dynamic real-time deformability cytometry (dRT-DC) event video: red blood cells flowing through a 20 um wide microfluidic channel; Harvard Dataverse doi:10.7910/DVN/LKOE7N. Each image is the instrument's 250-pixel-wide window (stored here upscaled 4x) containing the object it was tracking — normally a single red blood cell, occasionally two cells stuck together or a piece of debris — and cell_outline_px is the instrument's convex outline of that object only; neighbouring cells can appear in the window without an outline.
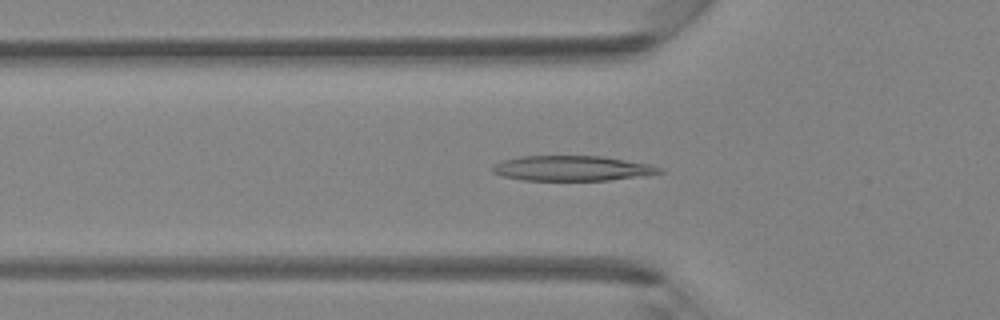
{"species": "Egyptian fruit bat (a non-hibernating species)", "species_latin": "Rousettus aegyptiacus", "temperature_condition": "room temperature", "stored_images_in_passage": 45, "camera_frame_rate_fps": 3000, "um_per_image_px": 0.085, "animal": {"sex": "female"}, "frame": {"image": 1, "passage_image": 15, "time_ms": 4.667, "image_size_px": [1000, 320], "cell_outline_px": [[664, 172], [608, 180], [524, 180], [504, 176], [492, 172], [492, 164], [500, 160], [520, 156], [600, 156], [652, 164], [664, 168]], "centroid_in_image_um": [48.6, 14.29], "position_along_channel_um": 77.2, "area_um2": 24.39}}
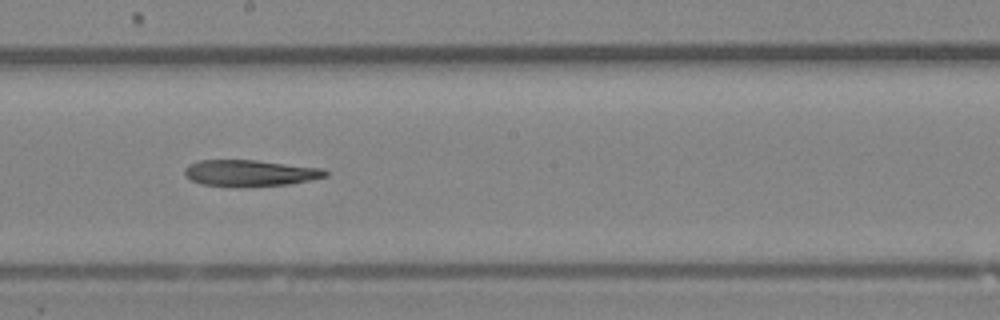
{"frame": {"image": 2, "passage_image": 25, "time_ms": 8.0, "image_size_px": [1000, 320], "cell_outline_px": [[328, 176], [288, 184], [236, 188], [200, 184], [184, 176], [184, 168], [188, 164], [200, 160], [256, 160], [324, 168], [328, 172]], "centroid_in_image_um": [21.21, 14.72], "position_along_channel_um": 227.0, "area_um2": 22.02}}
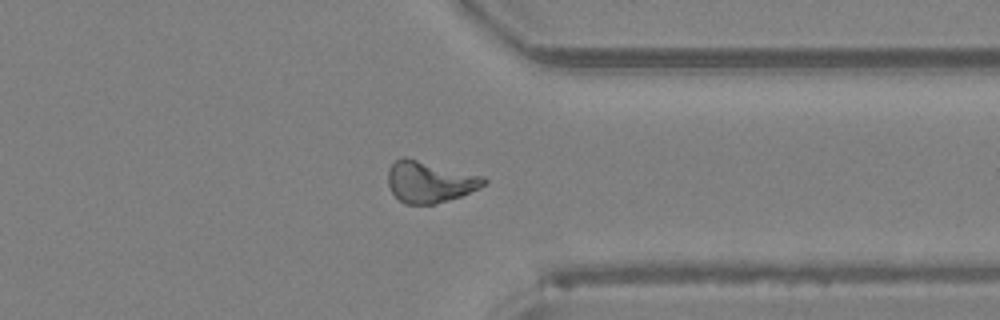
{"frame": {"image": 3, "passage_image": 35, "time_ms": 11.333, "image_size_px": [1000, 320], "cell_outline_px": [[488, 184], [480, 188], [460, 196], [448, 200], [432, 204], [404, 204], [392, 192], [388, 184], [388, 168], [396, 160], [404, 156], [484, 176], [488, 180]], "centroid_in_image_um": [36.54, 15.45], "position_along_channel_um": 374.9, "area_um2": 23.18}}